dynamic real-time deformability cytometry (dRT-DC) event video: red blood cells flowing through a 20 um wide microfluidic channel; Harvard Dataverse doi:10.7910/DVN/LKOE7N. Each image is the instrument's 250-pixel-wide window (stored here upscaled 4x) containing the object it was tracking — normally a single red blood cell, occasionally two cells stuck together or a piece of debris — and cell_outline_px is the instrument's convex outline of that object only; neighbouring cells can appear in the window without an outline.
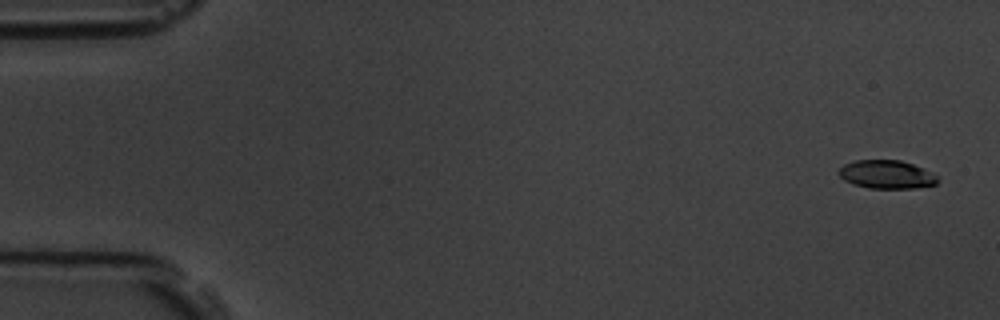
{"species": "common noctule bat (a hibernating species)", "species_latin": "Nyctalus noctula", "temperature_condition": "room temperature", "stored_images_in_passage": 5, "segment_of_instrument_passage": [1, 2], "camera_frame_rate_fps": 3000, "um_per_image_px": 0.085, "animal": {"sex": "male", "body_mass_g": 19.5, "forearm_length_mm": 54.6}, "frame": {"image": 1, "passage_image": 1, "time_ms": 0.0, "image_size_px": [1000, 320], "cell_outline_px": [[940, 180], [936, 184], [912, 188], [868, 188], [852, 184], [844, 180], [836, 172], [844, 164], [856, 160], [900, 160], [912, 164], [932, 172]], "centroid_in_image_um": [75.34, 14.83], "position_along_channel_um": 9.7, "area_um2": 16.36}}
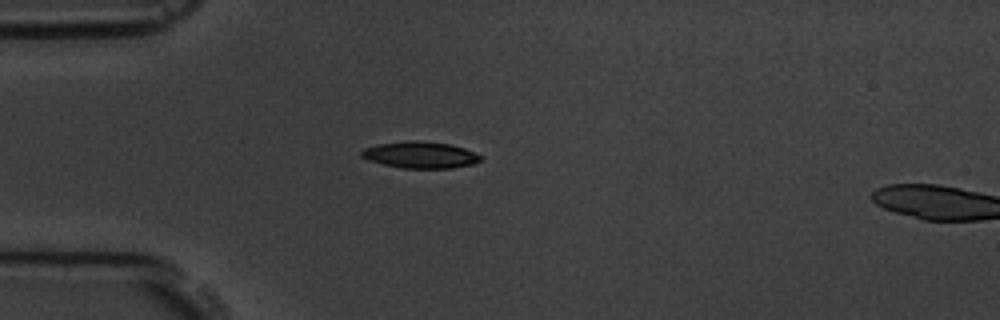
{"frame": {"image": 2, "passage_image": 4, "time_ms": 4.333, "image_size_px": [1000, 320], "cell_outline_px": [[480, 160], [476, 164], [452, 168], [404, 168], [384, 164], [368, 160], [360, 156], [360, 152], [364, 148], [380, 144], [408, 140], [420, 140], [452, 144], [464, 148], [480, 156]], "centroid_in_image_um": [35.72, 13.16], "position_along_channel_um": 49.3, "area_um2": 18.44}}